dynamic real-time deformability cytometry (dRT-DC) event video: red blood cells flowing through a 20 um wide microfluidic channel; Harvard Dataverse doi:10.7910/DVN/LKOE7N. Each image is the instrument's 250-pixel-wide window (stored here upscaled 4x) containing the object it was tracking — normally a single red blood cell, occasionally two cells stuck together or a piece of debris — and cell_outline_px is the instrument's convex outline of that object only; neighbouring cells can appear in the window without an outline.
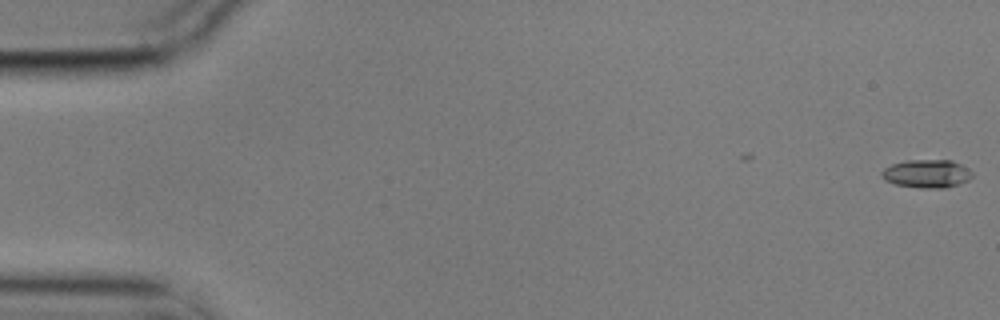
{"species": "common noctule bat (a hibernating species)", "species_latin": "Nyctalus noctula", "temperature_condition": "cold", "stored_images_in_passage": 11, "camera_frame_rate_fps": 3000, "um_per_image_px": 0.085, "animal": {"sex": "male", "body_mass_g": 17.9}, "frame": {"image": 1, "passage_image": 1, "time_ms": 0.0, "image_size_px": [1000, 320], "cell_outline_px": [[972, 176], [968, 180], [944, 188], [920, 188], [896, 184], [884, 180], [880, 176], [880, 172], [884, 168], [892, 164], [908, 160], [952, 160], [968, 168], [972, 172]], "centroid_in_image_um": [78.75, 14.76], "position_along_channel_um": 6.3, "area_um2": 14.85}}